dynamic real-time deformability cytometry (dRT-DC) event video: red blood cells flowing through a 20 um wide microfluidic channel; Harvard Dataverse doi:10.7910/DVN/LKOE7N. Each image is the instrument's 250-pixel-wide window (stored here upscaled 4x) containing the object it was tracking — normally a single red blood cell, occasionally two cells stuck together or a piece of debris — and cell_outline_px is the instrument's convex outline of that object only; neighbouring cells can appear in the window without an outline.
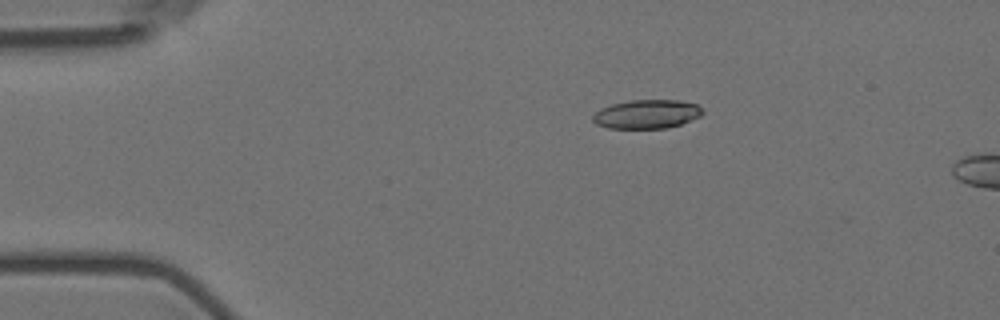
{"species": "Egyptian fruit bat (a non-hibernating species)", "species_latin": "Rousettus aegyptiacus", "temperature_condition": "room temperature", "stored_images_in_passage": 5, "camera_frame_rate_fps": 3000, "um_per_image_px": 0.085, "animal": {"sex": "female"}, "frame": {"image": 1, "passage_image": 1, "time_ms": 0.0, "image_size_px": [1000, 320], "cell_outline_px": [[704, 112], [700, 116], [680, 124], [668, 128], [608, 128], [596, 124], [592, 120], [592, 116], [600, 108], [612, 104], [632, 100], [676, 100], [696, 104]], "centroid_in_image_um": [54.95, 9.7], "position_along_channel_um": 30.1, "area_um2": 18.32}}